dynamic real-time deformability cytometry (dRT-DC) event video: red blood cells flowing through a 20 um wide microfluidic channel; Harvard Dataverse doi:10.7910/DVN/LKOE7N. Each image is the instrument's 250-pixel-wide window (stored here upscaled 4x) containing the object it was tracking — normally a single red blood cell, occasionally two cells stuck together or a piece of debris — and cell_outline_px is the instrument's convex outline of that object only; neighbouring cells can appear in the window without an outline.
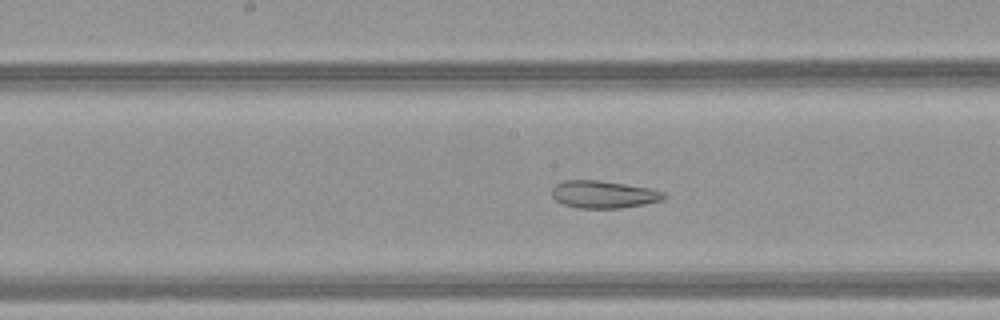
{"species": "common noctule bat (a hibernating species)", "species_latin": "Nyctalus noctula", "temperature_condition": "warm", "stored_images_in_passage": 50, "camera_frame_rate_fps": 3000, "um_per_image_px": 0.085, "animal": {"sex": "female", "body_mass_g": 21.9}, "frame": {"image": 1, "passage_image": 27, "time_ms": 8.667, "image_size_px": [1000, 320], "cell_outline_px": [[668, 196], [660, 200], [644, 204], [620, 208], [580, 208], [564, 204], [556, 200], [552, 196], [552, 188], [556, 184], [564, 180], [600, 180], [652, 188], [664, 192]], "centroid_in_image_um": [51.31, 16.51], "position_along_channel_um": 196.9, "area_um2": 17.92}}
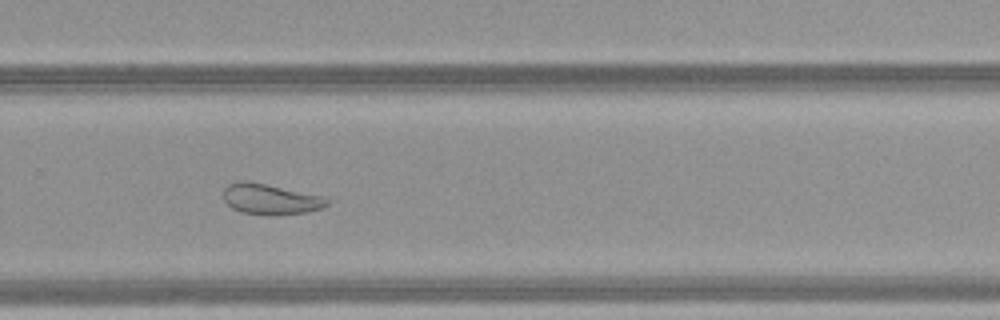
{"frame": {"image": 2, "passage_image": 35, "time_ms": 11.333, "image_size_px": [1000, 320], "cell_outline_px": [[332, 200], [328, 204], [320, 208], [308, 212], [272, 216], [268, 216], [240, 212], [232, 208], [224, 200], [224, 188], [228, 184], [240, 180], [248, 180], [324, 196]], "centroid_in_image_um": [22.99, 16.93], "position_along_channel_um": 306.8, "area_um2": 18.84}}
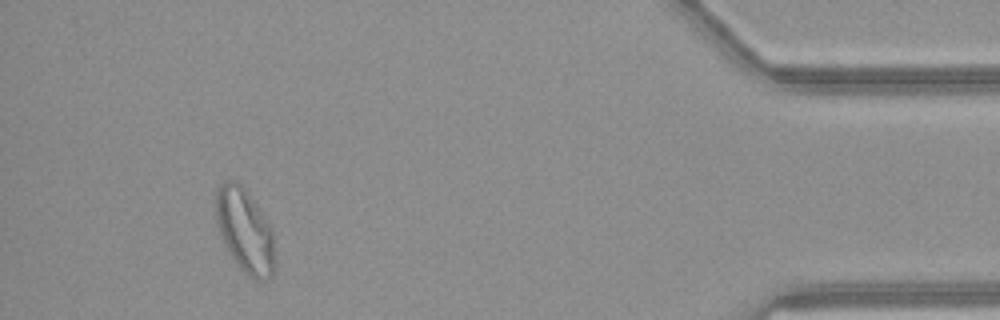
{"frame": {"image": 3, "passage_image": 47, "time_ms": 15.333, "image_size_px": [1000, 320], "cell_outline_px": [[276, 264], [272, 276], [264, 280], [256, 280], [248, 276], [240, 268], [228, 252], [224, 244], [216, 224], [216, 192], [220, 184], [224, 180], [236, 180], [248, 192], [272, 228], [276, 260]], "centroid_in_image_um": [20.83, 19.63], "position_along_channel_um": 414.4, "area_um2": 29.19}, "authors_computed_cell_mechanics": {"area_um2": 26.4724, "velocity_mm_per_s": 4.1534, "shape_relaxation_time_tau1_ms": null, "shape_relaxation_time_tau2_ms": 3.1249, "deformation_change_tau1": null, "deformation_change_tau2": 0.1128}}